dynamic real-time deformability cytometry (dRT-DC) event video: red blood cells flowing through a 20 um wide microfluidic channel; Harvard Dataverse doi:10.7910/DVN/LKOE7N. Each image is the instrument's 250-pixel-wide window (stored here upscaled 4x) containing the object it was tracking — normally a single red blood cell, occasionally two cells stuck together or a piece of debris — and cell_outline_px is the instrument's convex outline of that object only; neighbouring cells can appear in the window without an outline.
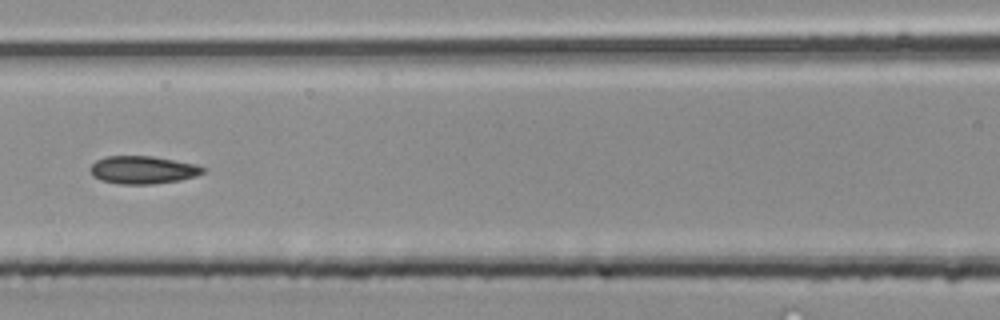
{"species": "common noctule bat (a hibernating species)", "species_latin": "Nyctalus noctula", "temperature_condition": "room temperature", "stored_images_in_passage": 19, "camera_frame_rate_fps": 3000, "um_per_image_px": 0.085, "animal": {"sex": "male", "body_mass_g": 20.4}, "frame": {"image": 1, "passage_image": 11, "time_ms": 3.333, "image_size_px": [1000, 320], "cell_outline_px": [[204, 172], [196, 176], [180, 180], [152, 184], [120, 184], [100, 180], [92, 176], [88, 168], [96, 160], [104, 156], [152, 156], [196, 164], [204, 168]], "centroid_in_image_um": [12.09, 14.44], "position_along_channel_um": 154.5, "area_um2": 18.38}}